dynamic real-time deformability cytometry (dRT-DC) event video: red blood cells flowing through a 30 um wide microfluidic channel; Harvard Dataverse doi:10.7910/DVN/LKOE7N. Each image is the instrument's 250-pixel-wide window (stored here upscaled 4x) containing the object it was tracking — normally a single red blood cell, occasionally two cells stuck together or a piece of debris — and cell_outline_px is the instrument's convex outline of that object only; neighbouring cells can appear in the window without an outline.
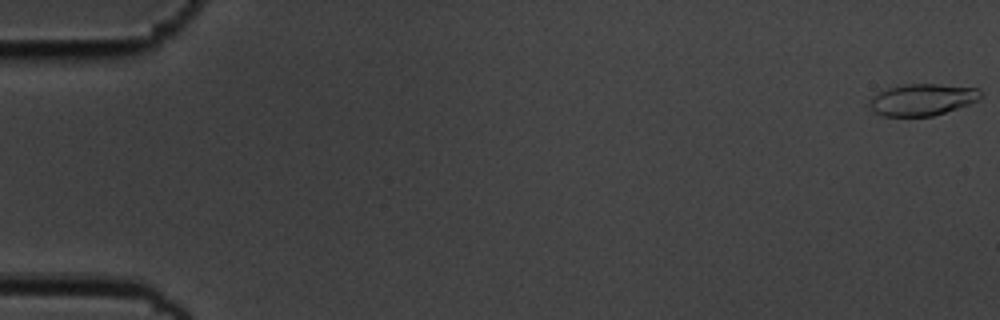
{"species": "common noctule bat (a hibernating species)", "species_latin": "Nyctalus noctula", "temperature_condition": "cold", "stored_images_in_passage": 5, "camera_frame_rate_fps": 3000, "um_per_image_px": 0.085, "animal": {"sex": "male", "body_mass_g": 19.5, "forearm_length_mm": 54.6}, "frame": {"image": 1, "passage_image": 1, "time_ms": 0.0, "image_size_px": [1000, 320], "cell_outline_px": [[984, 96], [968, 104], [932, 116], [884, 116], [872, 112], [868, 104], [868, 100], [872, 96], [888, 88], [904, 84], [936, 84], [976, 88]], "centroid_in_image_um": [78.33, 8.47], "position_along_channel_um": 6.7, "area_um2": 20.4}}